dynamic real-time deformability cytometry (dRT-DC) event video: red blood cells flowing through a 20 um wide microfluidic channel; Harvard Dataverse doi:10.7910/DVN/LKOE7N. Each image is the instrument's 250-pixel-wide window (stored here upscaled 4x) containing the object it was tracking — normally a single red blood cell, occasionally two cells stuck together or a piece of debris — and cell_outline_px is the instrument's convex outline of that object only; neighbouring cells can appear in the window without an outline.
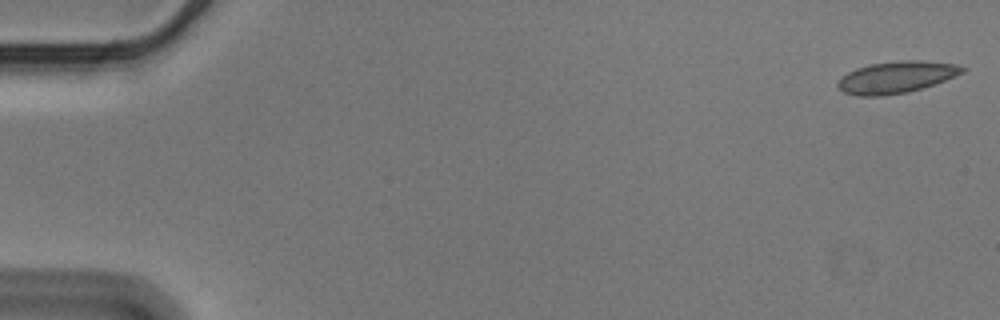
{"species": "Egyptian fruit bat (a non-hibernating species)", "species_latin": "Rousettus aegyptiacus", "temperature_condition": "cold", "stored_images_in_passage": 16, "camera_frame_rate_fps": 3000, "um_per_image_px": 0.085, "animal": {"sex": "male"}, "frame": {"image": 1, "passage_image": 1, "time_ms": 0.0, "image_size_px": [1000, 320], "cell_outline_px": [[968, 68], [964, 72], [944, 80], [908, 92], [884, 96], [856, 96], [844, 92], [836, 84], [848, 72], [856, 68], [872, 64], [900, 60], [920, 60], [956, 64]], "centroid_in_image_um": [76.2, 6.56], "position_along_channel_um": 8.8, "area_um2": 22.83}}
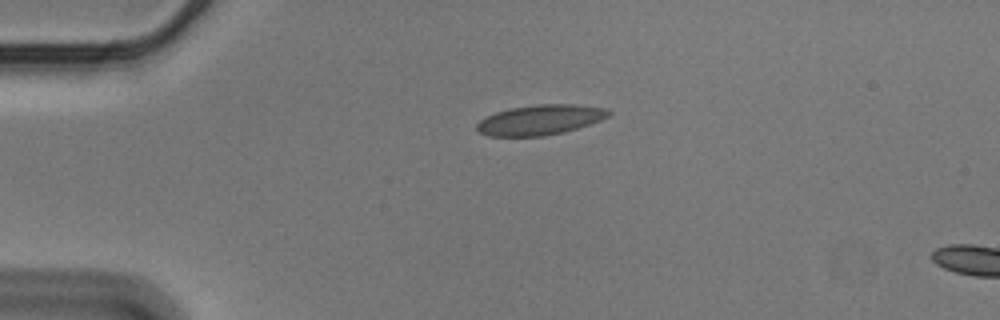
{"frame": {"image": 2, "passage_image": 13, "time_ms": 4.0, "image_size_px": [1000, 320], "cell_outline_px": [[612, 112], [608, 116], [600, 120], [564, 132], [544, 136], [488, 136], [480, 132], [476, 128], [476, 124], [480, 120], [496, 112], [508, 108], [536, 104], [576, 104], [608, 108]], "centroid_in_image_um": [45.92, 10.18], "position_along_channel_um": 39.1, "area_um2": 23.12}}